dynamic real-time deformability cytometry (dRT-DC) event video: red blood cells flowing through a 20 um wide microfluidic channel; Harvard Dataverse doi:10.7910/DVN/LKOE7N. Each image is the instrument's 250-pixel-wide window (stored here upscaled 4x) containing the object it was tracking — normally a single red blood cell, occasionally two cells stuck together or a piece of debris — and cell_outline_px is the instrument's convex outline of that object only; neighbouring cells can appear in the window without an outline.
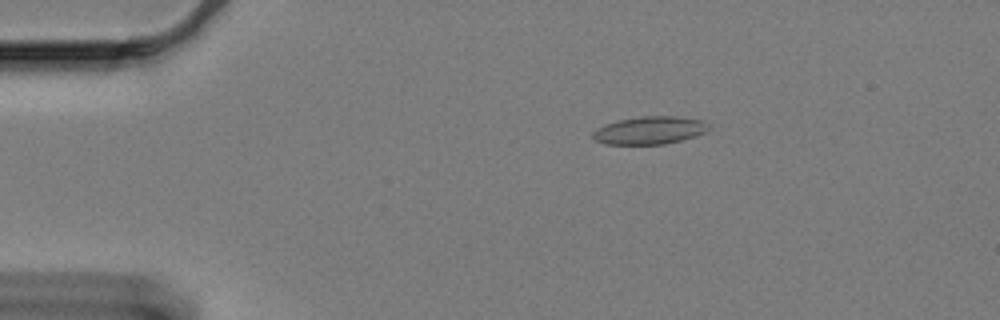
{"species": "Egyptian fruit bat (a non-hibernating species)", "species_latin": "Rousettus aegyptiacus", "temperature_condition": "cold", "stored_images_in_passage": 53, "camera_frame_rate_fps": 3000, "um_per_image_px": 0.085, "animal": {"sex": "female"}, "frame": {"image": 1, "passage_image": 3, "time_ms": 0.667, "image_size_px": [1000, 320], "cell_outline_px": [[708, 128], [704, 132], [696, 136], [664, 144], [608, 144], [596, 140], [592, 136], [592, 132], [596, 128], [604, 124], [616, 120], [644, 116], [676, 116], [704, 120]], "centroid_in_image_um": [55.19, 11.07], "position_along_channel_um": 29.8, "area_um2": 18.67}}
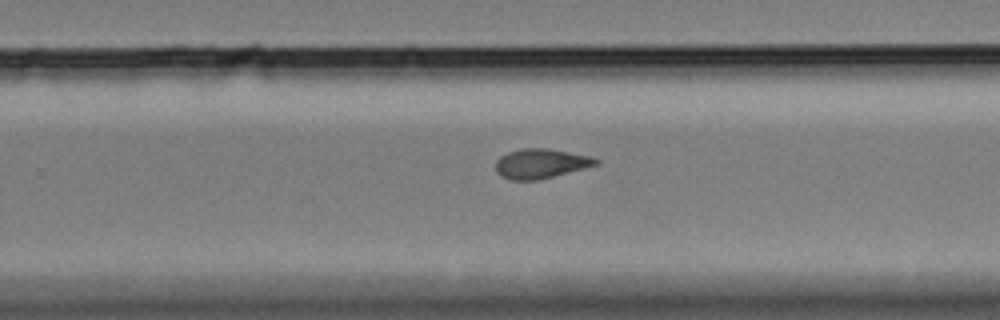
{"frame": {"image": 2, "passage_image": 31, "time_ms": 10.0, "image_size_px": [1000, 320], "cell_outline_px": [[600, 164], [540, 180], [508, 180], [500, 176], [496, 172], [496, 160], [500, 156], [508, 152], [524, 148], [548, 148], [592, 156], [600, 160]], "centroid_in_image_um": [45.98, 13.91], "position_along_channel_um": 283.8, "area_um2": 17.57}}
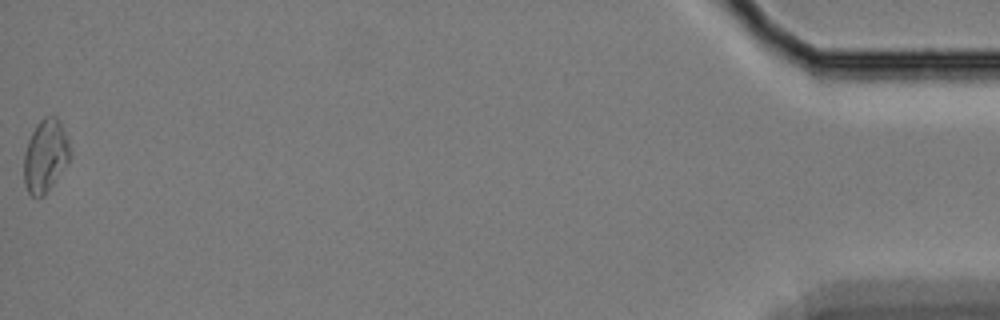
{"frame": {"image": 3, "passage_image": 53, "time_ms": 17.333, "image_size_px": [1000, 320], "cell_outline_px": [[72, 152], [68, 160], [44, 196], [32, 196], [28, 192], [24, 184], [24, 152], [28, 140], [36, 124], [44, 116], [56, 116], [68, 140]], "centroid_in_image_um": [3.83, 13.23], "position_along_channel_um": 431.4, "area_um2": 19.25}, "authors_computed_cell_mechanics": {"area_um2": 17.6868, "velocity_mm_per_s": 3.2847, "shape_relaxation_time_tau1_ms": null, "shape_relaxation_time_tau2_ms": 3.3084, "deformation_change_tau1": null, "deformation_change_tau2": 0.0957}}